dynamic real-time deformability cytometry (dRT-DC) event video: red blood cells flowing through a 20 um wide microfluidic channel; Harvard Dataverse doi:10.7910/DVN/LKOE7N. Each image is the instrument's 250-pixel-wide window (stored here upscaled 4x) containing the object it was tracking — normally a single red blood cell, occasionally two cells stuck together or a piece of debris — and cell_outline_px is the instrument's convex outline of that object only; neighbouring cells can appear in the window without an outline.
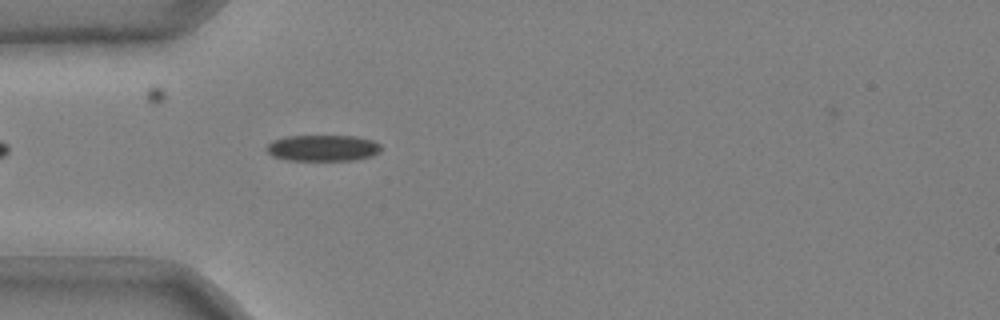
{"species": "common noctule bat (a hibernating species)", "species_latin": "Nyctalus noctula", "temperature_condition": "cold", "stored_images_in_passage": 39, "camera_frame_rate_fps": 3000, "um_per_image_px": 0.085, "animal": {"sex": "male", "body_mass_g": 20.4}, "frame": {"image": 1, "passage_image": 5, "time_ms": 1.333, "image_size_px": [1000, 320], "cell_outline_px": [[380, 152], [372, 156], [352, 160], [284, 160], [272, 156], [264, 148], [272, 140], [288, 136], [356, 136], [372, 140], [380, 144]], "centroid_in_image_um": [27.41, 12.58], "position_along_channel_um": 57.6, "area_um2": 17.57}}
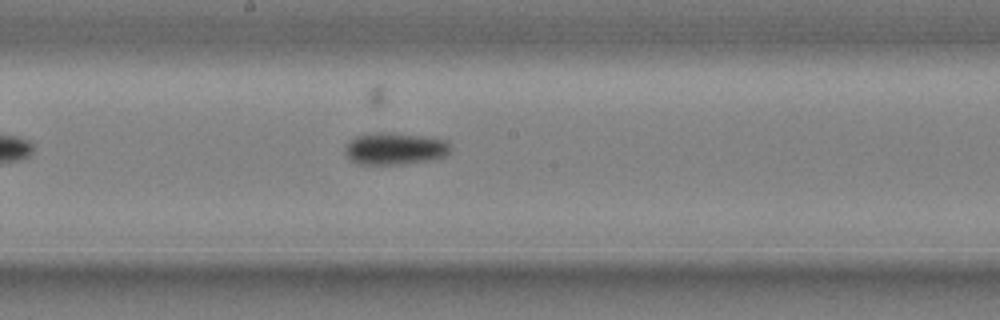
{"frame": {"image": 2, "passage_image": 18, "time_ms": 5.667, "image_size_px": [1000, 320], "cell_outline_px": [[452, 148], [444, 156], [432, 160], [404, 164], [356, 164], [344, 152], [344, 148], [348, 140], [356, 136], [372, 132], [388, 132], [432, 136], [448, 140]], "centroid_in_image_um": [33.59, 12.61], "position_along_channel_um": 214.6, "area_um2": 20.23}}
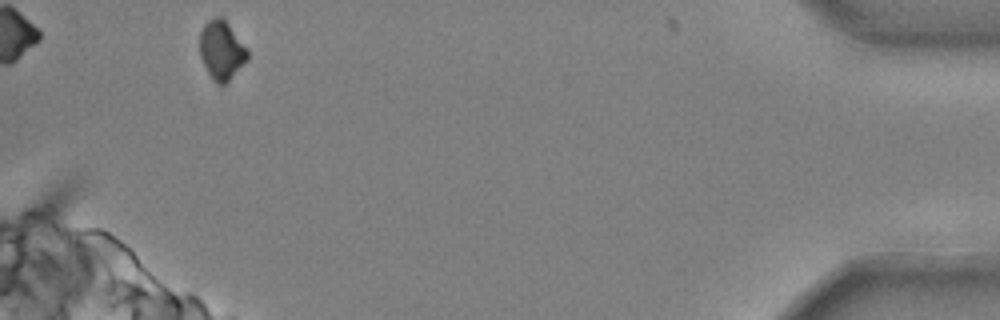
{"frame": {"image": 3, "passage_image": 39, "time_ms": 12.667, "image_size_px": [1000, 320], "cell_outline_px": [[248, 60], [224, 84], [216, 84], [212, 80], [200, 56], [200, 32], [204, 24], [208, 20], [216, 16], [220, 16], [228, 24], [248, 52]], "centroid_in_image_um": [18.8, 4.27], "position_along_channel_um": 416.4, "area_um2": 16.01}, "authors_computed_cell_mechanics": {"area_um2": 18.496, "velocity_mm_per_s": 3.7062, "shape_relaxation_time_tau1_ms": 2.8046, "shape_relaxation_time_tau2_ms": null, "deformation_change_tau1": 0.0806, "deformation_change_tau2": null}}